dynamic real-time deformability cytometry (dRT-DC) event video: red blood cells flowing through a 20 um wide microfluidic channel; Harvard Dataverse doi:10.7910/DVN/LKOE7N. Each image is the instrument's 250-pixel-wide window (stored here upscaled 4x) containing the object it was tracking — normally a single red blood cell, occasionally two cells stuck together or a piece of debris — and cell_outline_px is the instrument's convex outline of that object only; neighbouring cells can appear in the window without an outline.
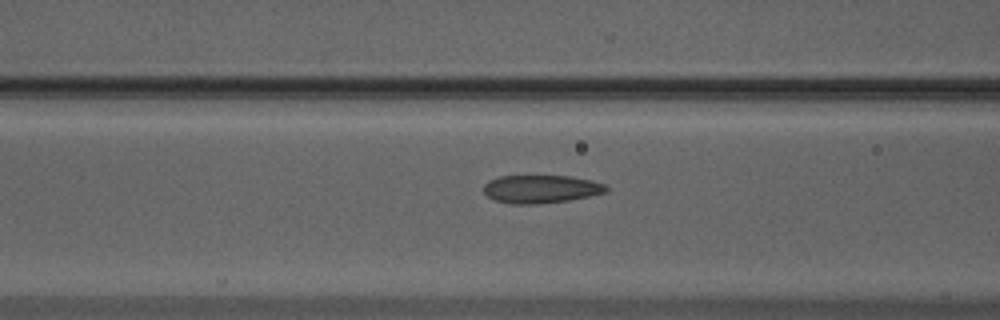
{"species": "Egyptian fruit bat (a non-hibernating species)", "species_latin": "Rousettus aegyptiacus", "temperature_condition": "warm", "stored_images_in_passage": 35, "camera_frame_rate_fps": 3000, "um_per_image_px": 0.085, "animal": {"sex": "male"}, "frame": {"image": 1, "passage_image": 13, "time_ms": 4.0, "image_size_px": [1000, 320], "cell_outline_px": [[608, 192], [568, 200], [536, 204], [512, 204], [492, 200], [484, 192], [484, 184], [488, 180], [496, 176], [572, 176], [592, 180], [604, 184], [608, 188]], "centroid_in_image_um": [45.95, 16.06], "position_along_channel_um": 120.6, "area_um2": 20.17}}
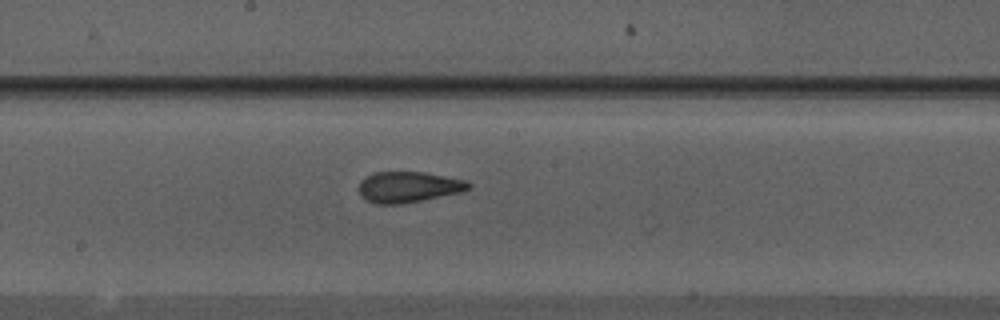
{"frame": {"image": 2, "passage_image": 20, "time_ms": 6.333, "image_size_px": [1000, 320], "cell_outline_px": [[472, 188], [460, 192], [400, 204], [376, 204], [364, 200], [360, 196], [360, 180], [376, 172], [424, 172], [464, 180], [472, 184]], "centroid_in_image_um": [34.7, 15.9], "position_along_channel_um": 213.5, "area_um2": 19.54}}
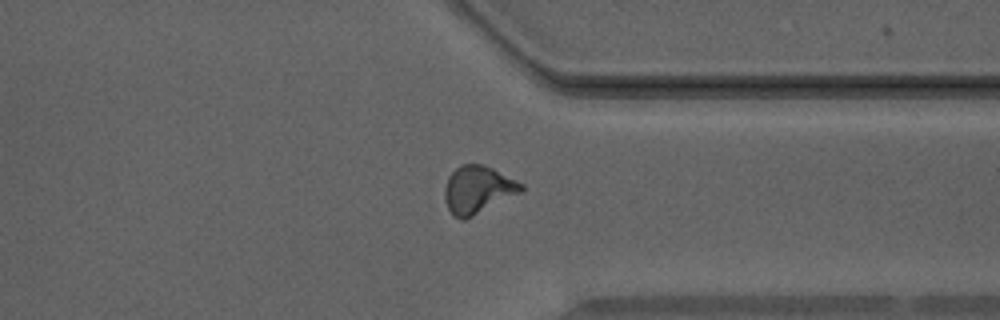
{"frame": {"image": 3, "passage_image": 32, "time_ms": 10.333, "image_size_px": [1000, 320], "cell_outline_px": [[524, 188], [520, 192], [464, 220], [460, 220], [452, 216], [448, 208], [444, 196], [444, 188], [448, 176], [460, 164], [484, 164], [524, 184]], "centroid_in_image_um": [40.57, 16.11], "position_along_channel_um": 370.8, "area_um2": 21.04}}